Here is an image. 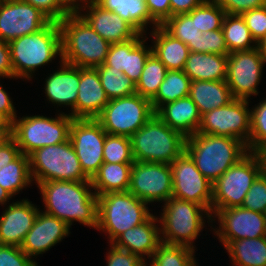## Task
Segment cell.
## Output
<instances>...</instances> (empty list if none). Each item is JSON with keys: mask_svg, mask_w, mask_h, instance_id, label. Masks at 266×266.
Listing matches in <instances>:
<instances>
[{"mask_svg": "<svg viewBox=\"0 0 266 266\" xmlns=\"http://www.w3.org/2000/svg\"><path fill=\"white\" fill-rule=\"evenodd\" d=\"M43 200V212L71 227L74 221L96 230L98 197L91 181H47L36 185Z\"/></svg>", "mask_w": 266, "mask_h": 266, "instance_id": "obj_1", "label": "cell"}, {"mask_svg": "<svg viewBox=\"0 0 266 266\" xmlns=\"http://www.w3.org/2000/svg\"><path fill=\"white\" fill-rule=\"evenodd\" d=\"M58 24L62 62L80 68H96L105 63L111 44L78 13L67 14Z\"/></svg>", "mask_w": 266, "mask_h": 266, "instance_id": "obj_2", "label": "cell"}, {"mask_svg": "<svg viewBox=\"0 0 266 266\" xmlns=\"http://www.w3.org/2000/svg\"><path fill=\"white\" fill-rule=\"evenodd\" d=\"M15 79L30 80L38 68L62 60L61 32L58 22L51 21L40 31L9 42Z\"/></svg>", "mask_w": 266, "mask_h": 266, "instance_id": "obj_3", "label": "cell"}, {"mask_svg": "<svg viewBox=\"0 0 266 266\" xmlns=\"http://www.w3.org/2000/svg\"><path fill=\"white\" fill-rule=\"evenodd\" d=\"M185 152L204 177L214 183L249 151L239 139L195 133L186 138Z\"/></svg>", "mask_w": 266, "mask_h": 266, "instance_id": "obj_4", "label": "cell"}, {"mask_svg": "<svg viewBox=\"0 0 266 266\" xmlns=\"http://www.w3.org/2000/svg\"><path fill=\"white\" fill-rule=\"evenodd\" d=\"M162 207L163 212L157 217L163 243L185 245L195 249L194 241L201 235L206 220L208 225L213 224L211 213L195 202L172 196Z\"/></svg>", "mask_w": 266, "mask_h": 266, "instance_id": "obj_5", "label": "cell"}, {"mask_svg": "<svg viewBox=\"0 0 266 266\" xmlns=\"http://www.w3.org/2000/svg\"><path fill=\"white\" fill-rule=\"evenodd\" d=\"M130 138L134 161L170 165L185 152L186 137L156 113Z\"/></svg>", "mask_w": 266, "mask_h": 266, "instance_id": "obj_6", "label": "cell"}, {"mask_svg": "<svg viewBox=\"0 0 266 266\" xmlns=\"http://www.w3.org/2000/svg\"><path fill=\"white\" fill-rule=\"evenodd\" d=\"M96 230L108 236L112 244L123 232L145 222L153 213L148 204L129 191L98 195Z\"/></svg>", "mask_w": 266, "mask_h": 266, "instance_id": "obj_7", "label": "cell"}, {"mask_svg": "<svg viewBox=\"0 0 266 266\" xmlns=\"http://www.w3.org/2000/svg\"><path fill=\"white\" fill-rule=\"evenodd\" d=\"M55 118L43 115L17 116L9 126V135L21 153L29 156L36 149L63 143L69 139L73 118L63 111Z\"/></svg>", "mask_w": 266, "mask_h": 266, "instance_id": "obj_8", "label": "cell"}, {"mask_svg": "<svg viewBox=\"0 0 266 266\" xmlns=\"http://www.w3.org/2000/svg\"><path fill=\"white\" fill-rule=\"evenodd\" d=\"M29 164L36 185L47 181H90L69 139L36 149L29 155Z\"/></svg>", "mask_w": 266, "mask_h": 266, "instance_id": "obj_9", "label": "cell"}, {"mask_svg": "<svg viewBox=\"0 0 266 266\" xmlns=\"http://www.w3.org/2000/svg\"><path fill=\"white\" fill-rule=\"evenodd\" d=\"M263 171L257 152H248L212 185L211 215L217 210L242 206L252 183Z\"/></svg>", "mask_w": 266, "mask_h": 266, "instance_id": "obj_10", "label": "cell"}, {"mask_svg": "<svg viewBox=\"0 0 266 266\" xmlns=\"http://www.w3.org/2000/svg\"><path fill=\"white\" fill-rule=\"evenodd\" d=\"M154 114L151 101L135 93L109 100L96 119L107 134L131 137Z\"/></svg>", "mask_w": 266, "mask_h": 266, "instance_id": "obj_11", "label": "cell"}, {"mask_svg": "<svg viewBox=\"0 0 266 266\" xmlns=\"http://www.w3.org/2000/svg\"><path fill=\"white\" fill-rule=\"evenodd\" d=\"M249 102L234 99L225 106L202 114L197 133L232 137L247 145L251 133Z\"/></svg>", "mask_w": 266, "mask_h": 266, "instance_id": "obj_12", "label": "cell"}, {"mask_svg": "<svg viewBox=\"0 0 266 266\" xmlns=\"http://www.w3.org/2000/svg\"><path fill=\"white\" fill-rule=\"evenodd\" d=\"M265 65L259 46L252 50L228 54L226 83L234 99L250 101L252 95H258V85L262 80Z\"/></svg>", "mask_w": 266, "mask_h": 266, "instance_id": "obj_13", "label": "cell"}, {"mask_svg": "<svg viewBox=\"0 0 266 266\" xmlns=\"http://www.w3.org/2000/svg\"><path fill=\"white\" fill-rule=\"evenodd\" d=\"M106 132L97 119H73L69 140L84 174L91 180L103 162Z\"/></svg>", "mask_w": 266, "mask_h": 266, "instance_id": "obj_14", "label": "cell"}, {"mask_svg": "<svg viewBox=\"0 0 266 266\" xmlns=\"http://www.w3.org/2000/svg\"><path fill=\"white\" fill-rule=\"evenodd\" d=\"M172 183L171 165L134 161L128 191L148 205L165 203L172 197Z\"/></svg>", "mask_w": 266, "mask_h": 266, "instance_id": "obj_15", "label": "cell"}, {"mask_svg": "<svg viewBox=\"0 0 266 266\" xmlns=\"http://www.w3.org/2000/svg\"><path fill=\"white\" fill-rule=\"evenodd\" d=\"M215 218V219H214ZM217 219L218 227L213 228L223 247L229 242L241 239H255L266 236V216L241 206L217 210L212 222Z\"/></svg>", "mask_w": 266, "mask_h": 266, "instance_id": "obj_16", "label": "cell"}, {"mask_svg": "<svg viewBox=\"0 0 266 266\" xmlns=\"http://www.w3.org/2000/svg\"><path fill=\"white\" fill-rule=\"evenodd\" d=\"M170 165L173 182L172 196L202 205L211 213L213 183L197 169L191 157L184 152Z\"/></svg>", "mask_w": 266, "mask_h": 266, "instance_id": "obj_17", "label": "cell"}, {"mask_svg": "<svg viewBox=\"0 0 266 266\" xmlns=\"http://www.w3.org/2000/svg\"><path fill=\"white\" fill-rule=\"evenodd\" d=\"M51 20L33 5L21 0H0V40L10 42L33 34Z\"/></svg>", "mask_w": 266, "mask_h": 266, "instance_id": "obj_18", "label": "cell"}, {"mask_svg": "<svg viewBox=\"0 0 266 266\" xmlns=\"http://www.w3.org/2000/svg\"><path fill=\"white\" fill-rule=\"evenodd\" d=\"M78 14L110 44L129 41L139 34L118 14L103 9L94 0H87Z\"/></svg>", "mask_w": 266, "mask_h": 266, "instance_id": "obj_19", "label": "cell"}, {"mask_svg": "<svg viewBox=\"0 0 266 266\" xmlns=\"http://www.w3.org/2000/svg\"><path fill=\"white\" fill-rule=\"evenodd\" d=\"M70 228L64 221L39 210L21 249L36 262L35 259L39 255L49 251L68 236L71 233Z\"/></svg>", "mask_w": 266, "mask_h": 266, "instance_id": "obj_20", "label": "cell"}, {"mask_svg": "<svg viewBox=\"0 0 266 266\" xmlns=\"http://www.w3.org/2000/svg\"><path fill=\"white\" fill-rule=\"evenodd\" d=\"M0 215V244L21 247L39 213L28 199L11 202Z\"/></svg>", "mask_w": 266, "mask_h": 266, "instance_id": "obj_21", "label": "cell"}, {"mask_svg": "<svg viewBox=\"0 0 266 266\" xmlns=\"http://www.w3.org/2000/svg\"><path fill=\"white\" fill-rule=\"evenodd\" d=\"M60 68L45 78L46 100L53 106L70 107L69 115L75 119V105L80 83V67L59 61ZM62 105V106H61ZM71 112V113H70Z\"/></svg>", "mask_w": 266, "mask_h": 266, "instance_id": "obj_22", "label": "cell"}, {"mask_svg": "<svg viewBox=\"0 0 266 266\" xmlns=\"http://www.w3.org/2000/svg\"><path fill=\"white\" fill-rule=\"evenodd\" d=\"M108 103L97 68H80L75 119H96Z\"/></svg>", "mask_w": 266, "mask_h": 266, "instance_id": "obj_23", "label": "cell"}, {"mask_svg": "<svg viewBox=\"0 0 266 266\" xmlns=\"http://www.w3.org/2000/svg\"><path fill=\"white\" fill-rule=\"evenodd\" d=\"M158 223V217L152 214L142 224L123 232L112 244L119 249L137 255L144 261L150 260L161 243Z\"/></svg>", "mask_w": 266, "mask_h": 266, "instance_id": "obj_24", "label": "cell"}, {"mask_svg": "<svg viewBox=\"0 0 266 266\" xmlns=\"http://www.w3.org/2000/svg\"><path fill=\"white\" fill-rule=\"evenodd\" d=\"M155 113L165 124L186 138L197 133L201 123L198 107L189 96L164 104Z\"/></svg>", "mask_w": 266, "mask_h": 266, "instance_id": "obj_25", "label": "cell"}, {"mask_svg": "<svg viewBox=\"0 0 266 266\" xmlns=\"http://www.w3.org/2000/svg\"><path fill=\"white\" fill-rule=\"evenodd\" d=\"M228 55L190 52L183 72L191 81H226Z\"/></svg>", "mask_w": 266, "mask_h": 266, "instance_id": "obj_26", "label": "cell"}, {"mask_svg": "<svg viewBox=\"0 0 266 266\" xmlns=\"http://www.w3.org/2000/svg\"><path fill=\"white\" fill-rule=\"evenodd\" d=\"M149 33L153 39L152 53L168 70H183L190 53L188 46L172 37L161 26L155 27Z\"/></svg>", "mask_w": 266, "mask_h": 266, "instance_id": "obj_27", "label": "cell"}, {"mask_svg": "<svg viewBox=\"0 0 266 266\" xmlns=\"http://www.w3.org/2000/svg\"><path fill=\"white\" fill-rule=\"evenodd\" d=\"M103 9L113 11L127 21L139 34L147 35V27L152 30L160 26L150 15L145 0H94ZM150 25V26H149Z\"/></svg>", "mask_w": 266, "mask_h": 266, "instance_id": "obj_28", "label": "cell"}, {"mask_svg": "<svg viewBox=\"0 0 266 266\" xmlns=\"http://www.w3.org/2000/svg\"><path fill=\"white\" fill-rule=\"evenodd\" d=\"M189 97L201 115L234 100L226 81H191Z\"/></svg>", "mask_w": 266, "mask_h": 266, "instance_id": "obj_29", "label": "cell"}, {"mask_svg": "<svg viewBox=\"0 0 266 266\" xmlns=\"http://www.w3.org/2000/svg\"><path fill=\"white\" fill-rule=\"evenodd\" d=\"M132 164L104 162L90 180L95 194L98 196L109 192L128 191Z\"/></svg>", "mask_w": 266, "mask_h": 266, "instance_id": "obj_30", "label": "cell"}, {"mask_svg": "<svg viewBox=\"0 0 266 266\" xmlns=\"http://www.w3.org/2000/svg\"><path fill=\"white\" fill-rule=\"evenodd\" d=\"M224 248L232 266H266V236L229 241Z\"/></svg>", "mask_w": 266, "mask_h": 266, "instance_id": "obj_31", "label": "cell"}, {"mask_svg": "<svg viewBox=\"0 0 266 266\" xmlns=\"http://www.w3.org/2000/svg\"><path fill=\"white\" fill-rule=\"evenodd\" d=\"M29 156L21 153L15 160L0 169V186L12 196L32 186ZM21 190V191H20Z\"/></svg>", "mask_w": 266, "mask_h": 266, "instance_id": "obj_32", "label": "cell"}, {"mask_svg": "<svg viewBox=\"0 0 266 266\" xmlns=\"http://www.w3.org/2000/svg\"><path fill=\"white\" fill-rule=\"evenodd\" d=\"M191 79L183 70H168L156 96L151 100L156 112L162 105L189 96Z\"/></svg>", "mask_w": 266, "mask_h": 266, "instance_id": "obj_33", "label": "cell"}, {"mask_svg": "<svg viewBox=\"0 0 266 266\" xmlns=\"http://www.w3.org/2000/svg\"><path fill=\"white\" fill-rule=\"evenodd\" d=\"M222 31L229 54L235 51L252 50L259 46L241 15L226 14Z\"/></svg>", "mask_w": 266, "mask_h": 266, "instance_id": "obj_34", "label": "cell"}, {"mask_svg": "<svg viewBox=\"0 0 266 266\" xmlns=\"http://www.w3.org/2000/svg\"><path fill=\"white\" fill-rule=\"evenodd\" d=\"M195 250L185 245L161 242L150 259L151 262L146 260L144 266H199Z\"/></svg>", "mask_w": 266, "mask_h": 266, "instance_id": "obj_35", "label": "cell"}, {"mask_svg": "<svg viewBox=\"0 0 266 266\" xmlns=\"http://www.w3.org/2000/svg\"><path fill=\"white\" fill-rule=\"evenodd\" d=\"M168 69L151 53L145 62L140 79L136 83V93L150 101L156 96Z\"/></svg>", "mask_w": 266, "mask_h": 266, "instance_id": "obj_36", "label": "cell"}, {"mask_svg": "<svg viewBox=\"0 0 266 266\" xmlns=\"http://www.w3.org/2000/svg\"><path fill=\"white\" fill-rule=\"evenodd\" d=\"M101 84L109 100L136 93V84L122 71L105 64L97 66Z\"/></svg>", "mask_w": 266, "mask_h": 266, "instance_id": "obj_37", "label": "cell"}, {"mask_svg": "<svg viewBox=\"0 0 266 266\" xmlns=\"http://www.w3.org/2000/svg\"><path fill=\"white\" fill-rule=\"evenodd\" d=\"M187 15L195 19V24L201 33L222 29L226 12L213 0H204Z\"/></svg>", "mask_w": 266, "mask_h": 266, "instance_id": "obj_38", "label": "cell"}, {"mask_svg": "<svg viewBox=\"0 0 266 266\" xmlns=\"http://www.w3.org/2000/svg\"><path fill=\"white\" fill-rule=\"evenodd\" d=\"M161 27L172 37L181 40L187 46H196L198 37L202 36L195 24V19H191L187 14L172 16Z\"/></svg>", "mask_w": 266, "mask_h": 266, "instance_id": "obj_39", "label": "cell"}, {"mask_svg": "<svg viewBox=\"0 0 266 266\" xmlns=\"http://www.w3.org/2000/svg\"><path fill=\"white\" fill-rule=\"evenodd\" d=\"M103 162L134 163L131 138L106 134L103 147Z\"/></svg>", "mask_w": 266, "mask_h": 266, "instance_id": "obj_40", "label": "cell"}, {"mask_svg": "<svg viewBox=\"0 0 266 266\" xmlns=\"http://www.w3.org/2000/svg\"><path fill=\"white\" fill-rule=\"evenodd\" d=\"M251 133L248 151L257 152L266 145V98L251 108Z\"/></svg>", "mask_w": 266, "mask_h": 266, "instance_id": "obj_41", "label": "cell"}, {"mask_svg": "<svg viewBox=\"0 0 266 266\" xmlns=\"http://www.w3.org/2000/svg\"><path fill=\"white\" fill-rule=\"evenodd\" d=\"M148 38L149 37L145 35V37L129 53H127L124 74L135 84L140 79L145 62L152 53V46L148 45V43L146 45V39Z\"/></svg>", "mask_w": 266, "mask_h": 266, "instance_id": "obj_42", "label": "cell"}, {"mask_svg": "<svg viewBox=\"0 0 266 266\" xmlns=\"http://www.w3.org/2000/svg\"><path fill=\"white\" fill-rule=\"evenodd\" d=\"M188 48L190 52L229 54L222 29L202 33V36L198 37L196 41V46H188Z\"/></svg>", "mask_w": 266, "mask_h": 266, "instance_id": "obj_43", "label": "cell"}, {"mask_svg": "<svg viewBox=\"0 0 266 266\" xmlns=\"http://www.w3.org/2000/svg\"><path fill=\"white\" fill-rule=\"evenodd\" d=\"M245 209L254 212H266V173L263 171L252 183L251 188L248 190L242 206Z\"/></svg>", "mask_w": 266, "mask_h": 266, "instance_id": "obj_44", "label": "cell"}, {"mask_svg": "<svg viewBox=\"0 0 266 266\" xmlns=\"http://www.w3.org/2000/svg\"><path fill=\"white\" fill-rule=\"evenodd\" d=\"M144 35L145 34H138L129 41L111 44L104 64L108 67H114L116 70L124 73L126 69L127 53L145 37Z\"/></svg>", "mask_w": 266, "mask_h": 266, "instance_id": "obj_45", "label": "cell"}, {"mask_svg": "<svg viewBox=\"0 0 266 266\" xmlns=\"http://www.w3.org/2000/svg\"><path fill=\"white\" fill-rule=\"evenodd\" d=\"M252 37L259 45L266 38V5L241 14Z\"/></svg>", "mask_w": 266, "mask_h": 266, "instance_id": "obj_46", "label": "cell"}, {"mask_svg": "<svg viewBox=\"0 0 266 266\" xmlns=\"http://www.w3.org/2000/svg\"><path fill=\"white\" fill-rule=\"evenodd\" d=\"M21 247L0 244V266H39Z\"/></svg>", "mask_w": 266, "mask_h": 266, "instance_id": "obj_47", "label": "cell"}, {"mask_svg": "<svg viewBox=\"0 0 266 266\" xmlns=\"http://www.w3.org/2000/svg\"><path fill=\"white\" fill-rule=\"evenodd\" d=\"M110 249L106 252L107 266H144V260L129 251L119 249L113 244H109Z\"/></svg>", "mask_w": 266, "mask_h": 266, "instance_id": "obj_48", "label": "cell"}, {"mask_svg": "<svg viewBox=\"0 0 266 266\" xmlns=\"http://www.w3.org/2000/svg\"><path fill=\"white\" fill-rule=\"evenodd\" d=\"M226 14L241 15L246 11L266 5V0H213Z\"/></svg>", "mask_w": 266, "mask_h": 266, "instance_id": "obj_49", "label": "cell"}, {"mask_svg": "<svg viewBox=\"0 0 266 266\" xmlns=\"http://www.w3.org/2000/svg\"><path fill=\"white\" fill-rule=\"evenodd\" d=\"M29 3L44 13L51 21L60 22L68 13L56 0H21Z\"/></svg>", "mask_w": 266, "mask_h": 266, "instance_id": "obj_50", "label": "cell"}, {"mask_svg": "<svg viewBox=\"0 0 266 266\" xmlns=\"http://www.w3.org/2000/svg\"><path fill=\"white\" fill-rule=\"evenodd\" d=\"M151 17L161 26L171 17L170 0H145Z\"/></svg>", "mask_w": 266, "mask_h": 266, "instance_id": "obj_51", "label": "cell"}, {"mask_svg": "<svg viewBox=\"0 0 266 266\" xmlns=\"http://www.w3.org/2000/svg\"><path fill=\"white\" fill-rule=\"evenodd\" d=\"M17 110L13 104L12 98L0 84V118L7 124L11 125L17 117Z\"/></svg>", "mask_w": 266, "mask_h": 266, "instance_id": "obj_52", "label": "cell"}, {"mask_svg": "<svg viewBox=\"0 0 266 266\" xmlns=\"http://www.w3.org/2000/svg\"><path fill=\"white\" fill-rule=\"evenodd\" d=\"M21 154L16 141L9 135L0 143V169L15 160Z\"/></svg>", "mask_w": 266, "mask_h": 266, "instance_id": "obj_53", "label": "cell"}, {"mask_svg": "<svg viewBox=\"0 0 266 266\" xmlns=\"http://www.w3.org/2000/svg\"><path fill=\"white\" fill-rule=\"evenodd\" d=\"M15 79L9 42L0 40V79Z\"/></svg>", "mask_w": 266, "mask_h": 266, "instance_id": "obj_54", "label": "cell"}, {"mask_svg": "<svg viewBox=\"0 0 266 266\" xmlns=\"http://www.w3.org/2000/svg\"><path fill=\"white\" fill-rule=\"evenodd\" d=\"M204 0H170L171 17L187 14L199 6Z\"/></svg>", "mask_w": 266, "mask_h": 266, "instance_id": "obj_55", "label": "cell"}, {"mask_svg": "<svg viewBox=\"0 0 266 266\" xmlns=\"http://www.w3.org/2000/svg\"><path fill=\"white\" fill-rule=\"evenodd\" d=\"M56 1L68 14H74L80 12L83 4L87 0H56Z\"/></svg>", "mask_w": 266, "mask_h": 266, "instance_id": "obj_56", "label": "cell"}, {"mask_svg": "<svg viewBox=\"0 0 266 266\" xmlns=\"http://www.w3.org/2000/svg\"><path fill=\"white\" fill-rule=\"evenodd\" d=\"M11 198H13V196L0 186V205L4 207L7 206V204L10 203V200H12Z\"/></svg>", "mask_w": 266, "mask_h": 266, "instance_id": "obj_57", "label": "cell"}, {"mask_svg": "<svg viewBox=\"0 0 266 266\" xmlns=\"http://www.w3.org/2000/svg\"><path fill=\"white\" fill-rule=\"evenodd\" d=\"M262 162L263 172L266 173V145L257 151Z\"/></svg>", "mask_w": 266, "mask_h": 266, "instance_id": "obj_58", "label": "cell"}, {"mask_svg": "<svg viewBox=\"0 0 266 266\" xmlns=\"http://www.w3.org/2000/svg\"><path fill=\"white\" fill-rule=\"evenodd\" d=\"M9 136V125L0 124V143Z\"/></svg>", "mask_w": 266, "mask_h": 266, "instance_id": "obj_59", "label": "cell"}, {"mask_svg": "<svg viewBox=\"0 0 266 266\" xmlns=\"http://www.w3.org/2000/svg\"><path fill=\"white\" fill-rule=\"evenodd\" d=\"M259 47L262 51V56H263L264 61L266 63V38L259 44Z\"/></svg>", "mask_w": 266, "mask_h": 266, "instance_id": "obj_60", "label": "cell"}, {"mask_svg": "<svg viewBox=\"0 0 266 266\" xmlns=\"http://www.w3.org/2000/svg\"><path fill=\"white\" fill-rule=\"evenodd\" d=\"M0 124H6V123L0 118Z\"/></svg>", "mask_w": 266, "mask_h": 266, "instance_id": "obj_61", "label": "cell"}]
</instances>
